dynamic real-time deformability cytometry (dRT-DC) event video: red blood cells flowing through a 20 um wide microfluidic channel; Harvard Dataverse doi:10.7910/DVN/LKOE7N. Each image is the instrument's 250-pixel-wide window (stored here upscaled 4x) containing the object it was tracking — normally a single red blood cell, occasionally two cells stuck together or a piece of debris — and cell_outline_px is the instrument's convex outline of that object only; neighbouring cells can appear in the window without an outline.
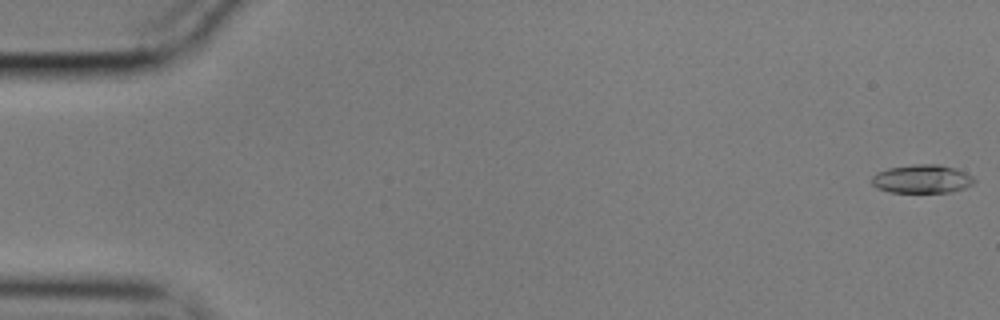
{"species": "common noctule bat (a hibernating species)", "species_latin": "Nyctalus noctula", "temperature_condition": "cold", "stored_images_in_passage": 56, "camera_frame_rate_fps": 3000, "um_per_image_px": 0.085, "animal": {"sex": "male", "body_mass_g": 17.9}, "frame": {"image": 1, "passage_image": 1, "time_ms": 0.0, "image_size_px": [1000, 320], "cell_outline_px": [[976, 180], [972, 184], [964, 188], [952, 192], [892, 192], [876, 188], [872, 184], [872, 176], [876, 172], [888, 168], [912, 164], [940, 164], [956, 168], [972, 176]], "centroid_in_image_um": [78.36, 15.2], "position_along_channel_um": 6.6, "area_um2": 17.11}}
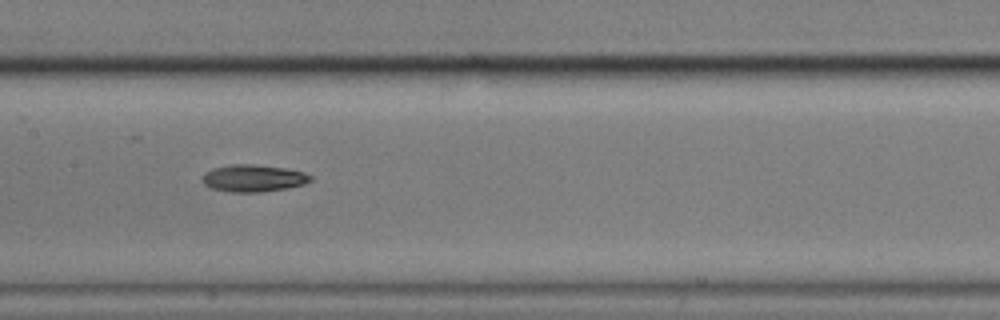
{"frame": {"image": 2, "passage_image": 28, "time_ms": 9.0, "image_size_px": [1000, 320], "cell_outline_px": [[312, 180], [304, 184], [288, 188], [260, 192], [232, 192], [212, 188], [204, 184], [200, 180], [204, 172], [212, 168], [228, 164], [252, 164], [284, 168], [304, 172], [312, 176]], "centroid_in_image_um": [21.5, 15.14], "position_along_channel_um": 185.9, "area_um2": 17.22}}
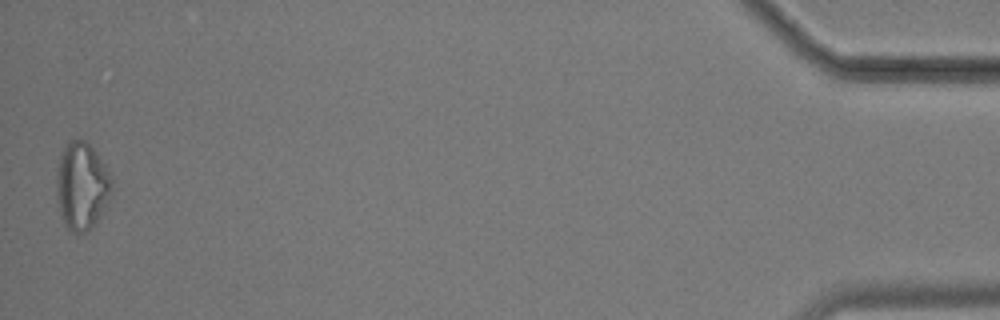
{"frame": {"image": 3, "passage_image": 56, "time_ms": 18.333, "image_size_px": [1000, 320], "cell_outline_px": [[112, 192], [100, 216], [88, 232], [76, 236], [64, 224], [60, 216], [56, 196], [56, 168], [60, 152], [68, 140], [84, 140], [96, 152], [112, 176]], "centroid_in_image_um": [6.92, 15.83], "position_along_channel_um": 428.3, "area_um2": 28.78}, "authors_computed_cell_mechanics": {"area_um2": 17.1377, "velocity_mm_per_s": 3.5603, "shape_relaxation_time_tau1_ms": 3.7327, "shape_relaxation_time_tau2_ms": null, "deformation_change_tau1": 0.1087, "deformation_change_tau2": null}}